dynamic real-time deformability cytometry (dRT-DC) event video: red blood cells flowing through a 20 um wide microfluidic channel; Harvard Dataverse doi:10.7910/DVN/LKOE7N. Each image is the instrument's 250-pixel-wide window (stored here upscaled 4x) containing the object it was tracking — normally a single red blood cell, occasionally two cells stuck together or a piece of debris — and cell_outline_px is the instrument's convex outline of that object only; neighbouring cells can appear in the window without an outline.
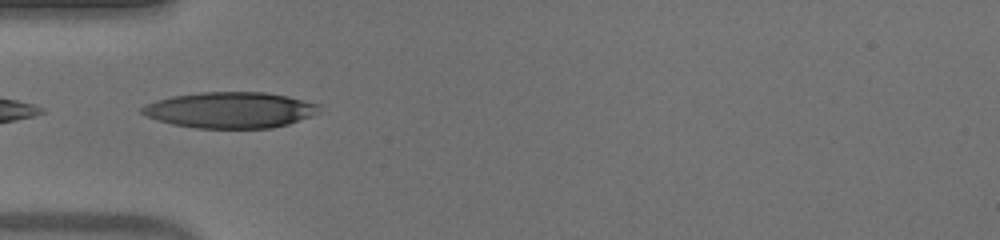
{"species": "human", "species_latin": "Homo sapiens", "temperature_condition": "warm", "stored_images_in_passage": 32, "camera_frame_rate_fps": 3000, "um_per_image_px": 0.085, "donor": {"sex": "male"}, "frame": {"image": 1, "passage_image": 1, "time_ms": 0.0, "image_size_px": [1000, 240], "cell_outline_px": [[320, 112], [288, 124], [272, 128], [196, 128], [172, 124], [148, 116], [140, 112], [140, 108], [144, 104], [156, 100], [172, 96], [200, 92], [264, 92], [288, 96], [320, 104]], "centroid_in_image_um": [19.57, 9.34], "position_along_channel_um": 65.4, "area_um2": 37.17}}
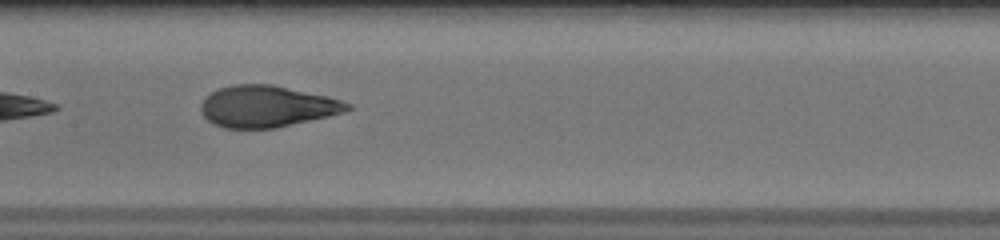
{"frame": {"image": 2, "passage_image": 10, "time_ms": 3.0, "image_size_px": [1000, 240], "cell_outline_px": [[352, 108], [344, 112], [328, 116], [272, 128], [224, 128], [212, 124], [200, 112], [200, 104], [212, 92], [220, 88], [232, 84], [272, 84], [328, 96], [352, 104]], "centroid_in_image_um": [22.67, 9.04], "position_along_channel_um": 184.7, "area_um2": 35.26}}
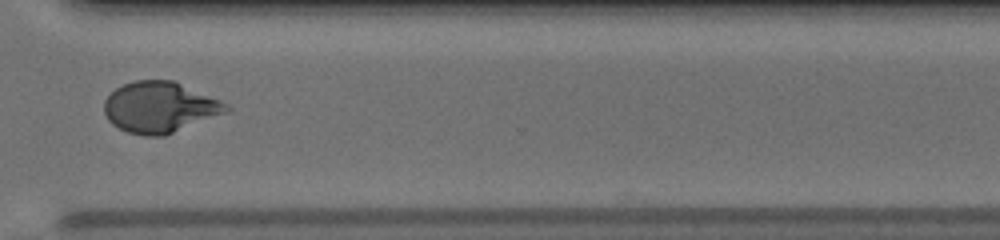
{"frame": {"image": 3, "passage_image": 23, "time_ms": 7.333, "image_size_px": [1000, 240], "cell_outline_px": [[232, 108], [224, 112], [164, 136], [144, 136], [128, 132], [112, 124], [108, 120], [104, 112], [104, 100], [116, 88], [124, 84], [136, 80], [176, 80], [220, 100], [228, 104]], "centroid_in_image_um": [13.56, 9.1], "position_along_channel_um": 357.0, "area_um2": 36.01}, "authors_computed_cell_mechanics": {"area_um2": 35.7782, "velocity_mm_per_s": 3.9808, "shape_relaxation_time_tau1_ms": 7.2452, "shape_relaxation_time_tau2_ms": 0.7209, "deformation_change_tau1": 0.3071, "deformation_change_tau2": 0.0673}}